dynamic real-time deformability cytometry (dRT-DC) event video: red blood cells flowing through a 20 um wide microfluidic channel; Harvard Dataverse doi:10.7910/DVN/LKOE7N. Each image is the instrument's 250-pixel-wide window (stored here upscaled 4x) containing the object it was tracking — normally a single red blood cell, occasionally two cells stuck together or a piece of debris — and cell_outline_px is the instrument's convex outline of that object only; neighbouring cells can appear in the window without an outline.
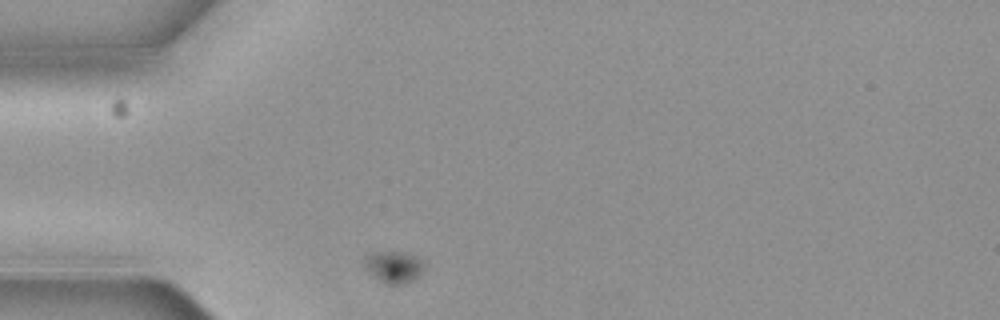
{"species": "common noctule bat (a hibernating species)", "species_latin": "Nyctalus noctula", "temperature_condition": "cold", "stored_images_in_passage": 1, "camera_frame_rate_fps": 3000, "um_per_image_px": 0.085, "animal": {"sex": "female", "body_mass_g": 19.3, "forearm_length_mm": 54.1}, "frame": {"image": 1, "passage_image": 1, "time_ms": 0.0, "image_size_px": [1000, 320], "cell_outline_px": [[424, 268], [412, 280], [400, 284], [388, 284], [380, 280], [364, 264], [364, 256], [372, 252], [404, 252], [416, 256], [420, 260]], "centroid_in_image_um": [33.46, 22.65], "position_along_channel_um": 51.5, "area_um2": 10.52}}